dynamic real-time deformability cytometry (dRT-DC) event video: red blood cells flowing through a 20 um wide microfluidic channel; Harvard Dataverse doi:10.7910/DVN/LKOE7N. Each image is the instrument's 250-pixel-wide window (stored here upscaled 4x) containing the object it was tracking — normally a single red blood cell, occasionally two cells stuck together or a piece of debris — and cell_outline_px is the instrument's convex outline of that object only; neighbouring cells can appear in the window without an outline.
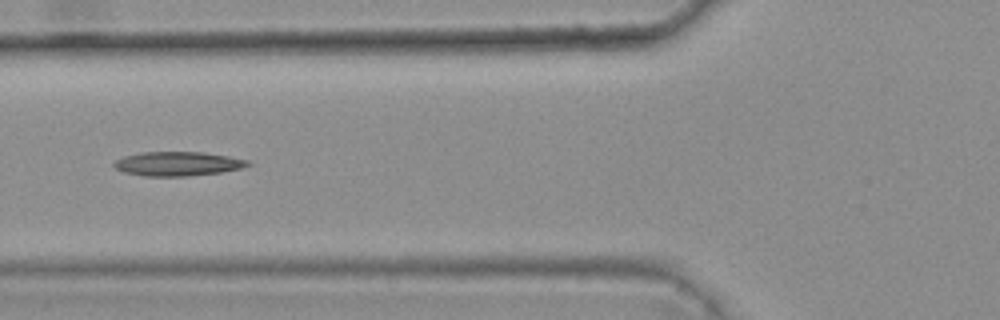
{"species": "common noctule bat (a hibernating species)", "species_latin": "Nyctalus noctula", "temperature_condition": "warm", "stored_images_in_passage": 9, "camera_frame_rate_fps": 3000, "um_per_image_px": 0.085, "animal": {"sex": "female", "body_mass_g": 25.1}, "frame": {"image": 1, "passage_image": 6, "time_ms": 1.667, "image_size_px": [1000, 320], "cell_outline_px": [[252, 164], [240, 168], [220, 172], [188, 176], [144, 176], [124, 172], [116, 168], [112, 164], [116, 160], [124, 156], [140, 152], [204, 152], [228, 156], [248, 160]], "centroid_in_image_um": [15.09, 13.91], "position_along_channel_um": 110.7, "area_um2": 18.79}}
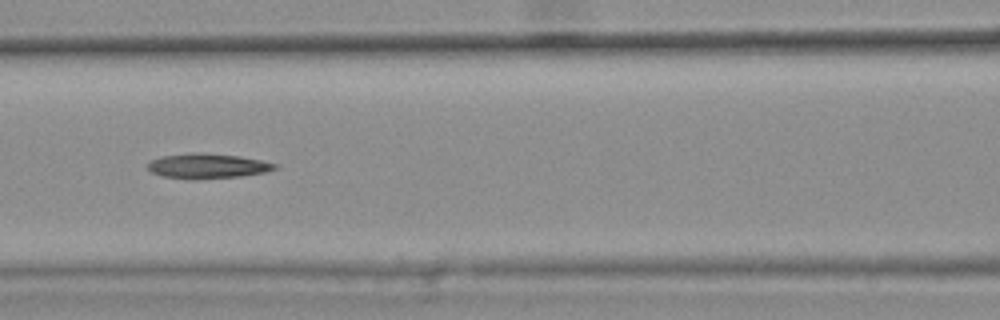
{"frame": {"image": 2, "passage_image": 7, "time_ms": 2.0, "image_size_px": [1000, 320], "cell_outline_px": [[276, 168], [264, 172], [240, 176], [164, 176], [152, 172], [148, 168], [148, 164], [152, 160], [160, 156], [192, 152], [240, 156], [260, 160], [276, 164]], "centroid_in_image_um": [17.64, 14.05], "position_along_channel_um": 149.0, "area_um2": 17.17}}